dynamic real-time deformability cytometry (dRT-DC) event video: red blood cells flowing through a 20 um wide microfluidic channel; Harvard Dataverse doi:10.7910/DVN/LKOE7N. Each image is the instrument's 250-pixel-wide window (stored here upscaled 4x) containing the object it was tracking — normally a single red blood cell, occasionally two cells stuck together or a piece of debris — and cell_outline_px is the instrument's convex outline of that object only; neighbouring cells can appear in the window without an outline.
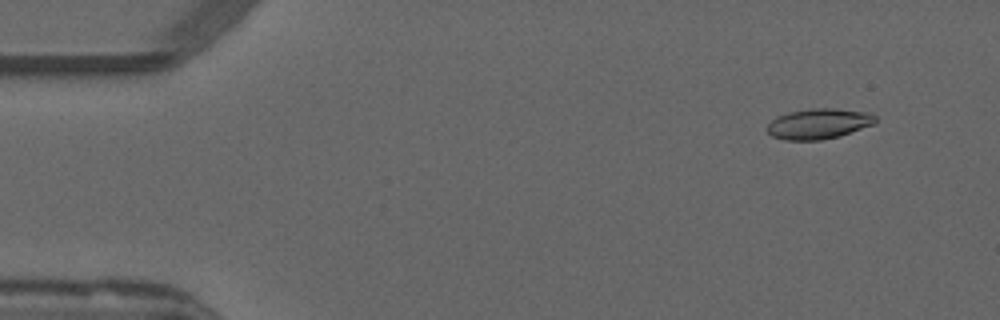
{"species": "common noctule bat (a hibernating species)", "species_latin": "Nyctalus noctula", "temperature_condition": "warm", "stored_images_in_passage": 53, "camera_frame_rate_fps": 3000, "um_per_image_px": 0.085, "animal": {"sex": "male", "forearm_length_mm": 52.5}, "frame": {"image": 1, "passage_image": 5, "time_ms": 1.333, "image_size_px": [1000, 320], "cell_outline_px": [[876, 120], [872, 124], [840, 136], [820, 140], [784, 140], [772, 136], [768, 132], [768, 124], [776, 116], [788, 112], [812, 108], [836, 108], [872, 112], [876, 116]], "centroid_in_image_um": [69.59, 10.5], "position_along_channel_um": 15.4, "area_um2": 19.25}}
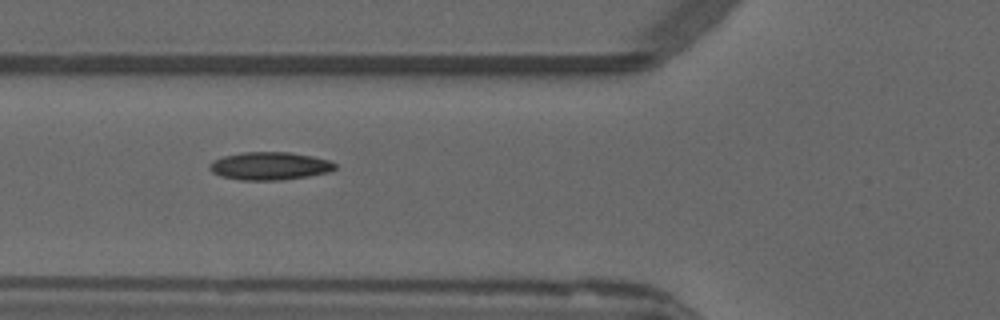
{"frame": {"image": 2, "passage_image": 20, "time_ms": 6.333, "image_size_px": [1000, 320], "cell_outline_px": [[336, 168], [328, 172], [308, 176], [280, 180], [240, 180], [220, 176], [212, 172], [208, 168], [208, 164], [212, 160], [224, 156], [240, 152], [288, 152], [312, 156], [328, 160], [336, 164]], "centroid_in_image_um": [22.87, 14.1], "position_along_channel_um": 102.9, "area_um2": 20.46}}
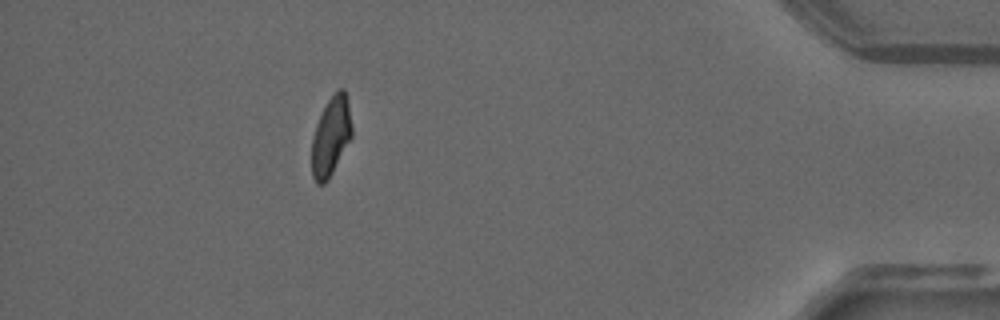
{"frame": {"image": 3, "passage_image": 48, "time_ms": 15.667, "image_size_px": [1000, 320], "cell_outline_px": [[352, 136], [328, 180], [324, 184], [316, 184], [312, 176], [312, 140], [316, 124], [328, 100], [340, 88], [344, 88], [348, 100], [352, 128]], "centroid_in_image_um": [28.13, 11.61], "position_along_channel_um": 407.1, "area_um2": 18.26}}